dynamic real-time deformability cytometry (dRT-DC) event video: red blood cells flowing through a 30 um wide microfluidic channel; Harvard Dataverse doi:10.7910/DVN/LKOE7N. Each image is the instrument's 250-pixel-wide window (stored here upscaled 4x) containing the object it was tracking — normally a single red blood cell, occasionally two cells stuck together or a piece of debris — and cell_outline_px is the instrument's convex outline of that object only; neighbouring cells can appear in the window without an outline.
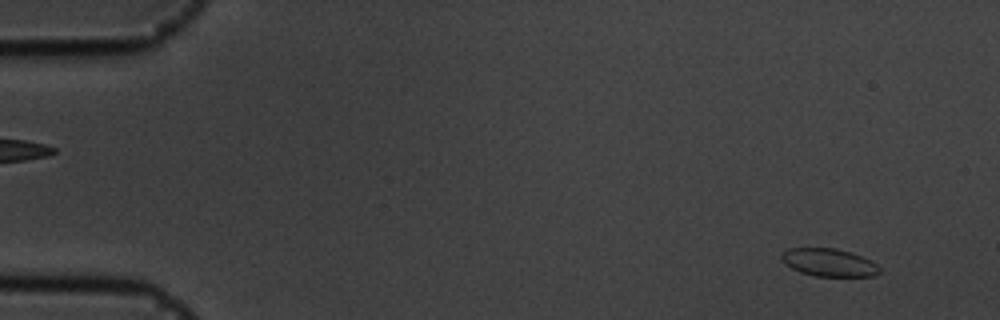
{"species": "common noctule bat (a hibernating species)", "species_latin": "Nyctalus noctula", "temperature_condition": "cold", "stored_images_in_passage": 54, "camera_frame_rate_fps": 3000, "um_per_image_px": 0.085, "animal": {"sex": "male", "body_mass_g": 19.5, "forearm_length_mm": 54.6}, "frame": {"image": 1, "passage_image": 2, "time_ms": 0.333, "image_size_px": [1000, 320], "cell_outline_px": [[880, 272], [876, 276], [816, 276], [800, 272], [784, 264], [780, 256], [788, 248], [836, 248], [852, 252], [872, 260], [880, 268]], "centroid_in_image_um": [70.48, 22.31], "position_along_channel_um": 14.5, "area_um2": 16.01}}
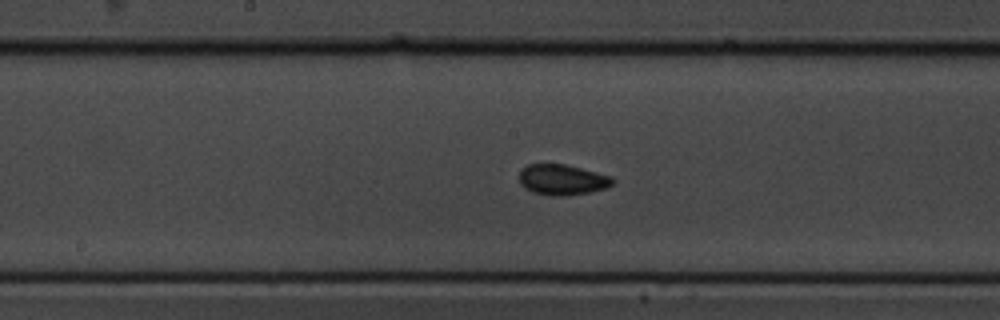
{"frame": {"image": 2, "passage_image": 27, "time_ms": 8.667, "image_size_px": [1000, 320], "cell_outline_px": [[616, 180], [612, 184], [604, 188], [592, 192], [564, 196], [548, 196], [532, 192], [524, 188], [520, 184], [520, 168], [528, 164], [564, 164], [612, 176]], "centroid_in_image_um": [47.77, 15.28], "position_along_channel_um": 200.4, "area_um2": 16.82}}
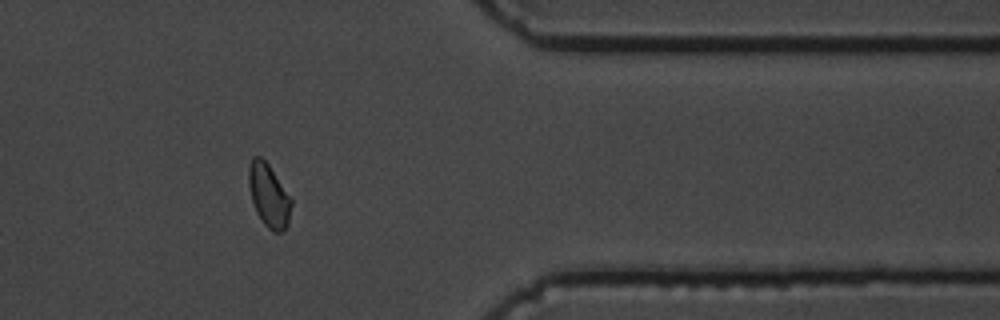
{"frame": {"image": 3, "passage_image": 44, "time_ms": 14.333, "image_size_px": [1000, 320], "cell_outline_px": [[292, 204], [288, 224], [284, 232], [272, 232], [264, 224], [256, 212], [252, 200], [248, 184], [248, 168], [252, 156], [260, 156], [268, 164], [292, 200]], "centroid_in_image_um": [22.84, 16.63], "position_along_channel_um": 388.6, "area_um2": 15.66}, "authors_computed_cell_mechanics": {"area_um2": 16.0684, "velocity_mm_per_s": 3.6021, "shape_relaxation_time_tau1_ms": 3.4887, "shape_relaxation_time_tau2_ms": 1.5323, "deformation_change_tau1": 0.0606, "deformation_change_tau2": 0.0538}}